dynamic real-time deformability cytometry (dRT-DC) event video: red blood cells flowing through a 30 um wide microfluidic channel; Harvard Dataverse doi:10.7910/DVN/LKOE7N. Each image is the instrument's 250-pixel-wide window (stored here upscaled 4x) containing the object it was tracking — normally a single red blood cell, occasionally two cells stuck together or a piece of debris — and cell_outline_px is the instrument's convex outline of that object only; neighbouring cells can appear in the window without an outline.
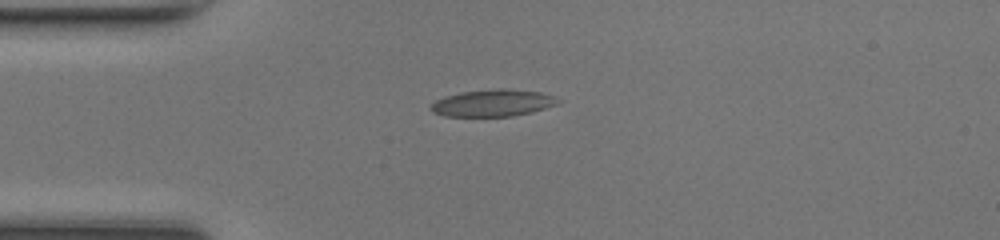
{"species": "common noctule bat (a hibernating species)", "species_latin": "Nyctalus noctula", "temperature_condition": "room temperature", "stored_images_in_passage": 37, "camera_frame_rate_fps": 3000, "um_per_image_px": 0.085, "animal": {"sex": "female", "body_mass_g": 17.0, "forearm_length_mm": 48.0}, "frame": {"image": 1, "passage_image": 1, "time_ms": 0.0, "image_size_px": [1000, 240], "cell_outline_px": [[564, 100], [556, 104], [532, 112], [512, 116], [444, 116], [432, 112], [428, 108], [436, 100], [444, 96], [460, 92], [496, 88], [508, 88], [540, 92], [556, 96]], "centroid_in_image_um": [41.9, 8.74], "position_along_channel_um": 43.1, "area_um2": 20.23}}
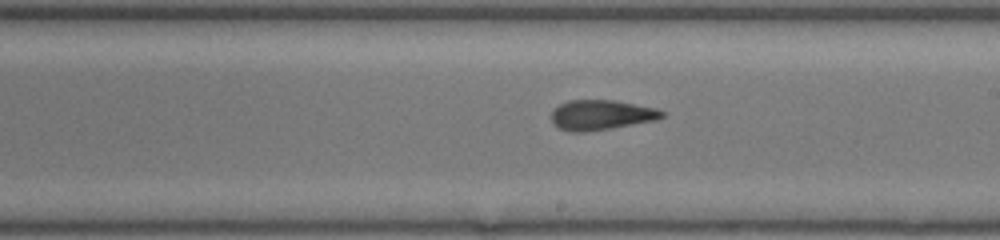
{"frame": {"image": 2, "passage_image": 16, "time_ms": 5.0, "image_size_px": [1000, 240], "cell_outline_px": [[664, 116], [656, 120], [584, 132], [572, 132], [560, 128], [552, 124], [552, 112], [560, 104], [568, 100], [612, 100], [656, 108], [664, 112]], "centroid_in_image_um": [51.08, 9.76], "position_along_channel_um": 237.9, "area_um2": 19.02}}
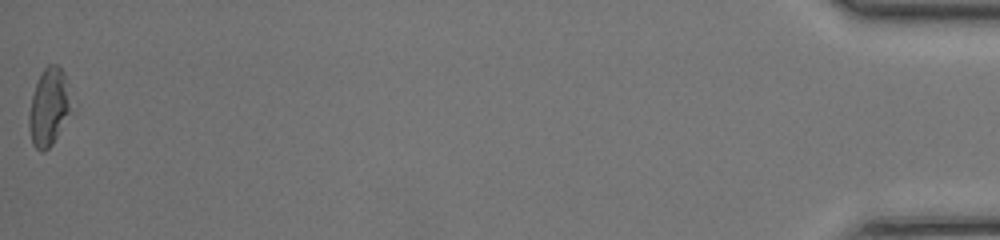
{"frame": {"image": 3, "passage_image": 37, "time_ms": 12.0, "image_size_px": [1000, 240], "cell_outline_px": [[68, 112], [52, 144], [44, 152], [40, 152], [32, 144], [28, 124], [28, 116], [32, 96], [36, 84], [44, 68], [48, 64], [56, 64], [64, 72], [68, 104]], "centroid_in_image_um": [4.07, 9.13], "position_along_channel_um": 431.1, "area_um2": 18.03}, "authors_computed_cell_mechanics": {"area_um2": 19.2474, "velocity_mm_per_s": 4.3, "shape_relaxation_time_tau1_ms": null, "shape_relaxation_time_tau2_ms": 2.089, "deformation_change_tau1": null, "deformation_change_tau2": 0.0995}}